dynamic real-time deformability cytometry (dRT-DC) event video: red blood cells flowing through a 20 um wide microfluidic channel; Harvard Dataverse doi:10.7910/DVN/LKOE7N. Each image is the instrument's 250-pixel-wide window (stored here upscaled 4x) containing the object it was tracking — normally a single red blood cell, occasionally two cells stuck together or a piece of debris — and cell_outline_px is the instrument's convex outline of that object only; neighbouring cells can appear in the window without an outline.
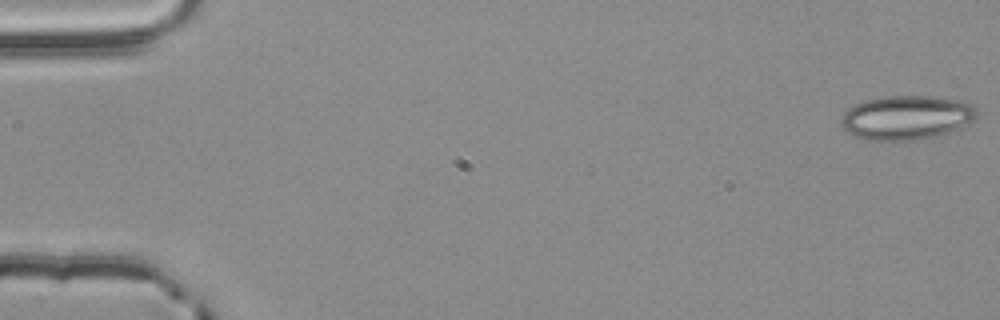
{"species": "common noctule bat (a hibernating species)", "species_latin": "Nyctalus noctula", "temperature_condition": "room temperature", "stored_images_in_passage": 14, "camera_frame_rate_fps": 3000, "um_per_image_px": 0.085, "animal": {"sex": "male", "body_mass_g": 20.4}, "frame": {"image": 1, "passage_image": 1, "time_ms": 0.0, "image_size_px": [1000, 320], "cell_outline_px": [[976, 116], [972, 120], [956, 128], [932, 136], [908, 140], [868, 140], [856, 136], [844, 128], [840, 124], [844, 112], [848, 108], [864, 100], [884, 96], [928, 96], [960, 100], [976, 108]], "centroid_in_image_um": [76.99, 9.97], "position_along_channel_um": 8.0, "area_um2": 34.1}}